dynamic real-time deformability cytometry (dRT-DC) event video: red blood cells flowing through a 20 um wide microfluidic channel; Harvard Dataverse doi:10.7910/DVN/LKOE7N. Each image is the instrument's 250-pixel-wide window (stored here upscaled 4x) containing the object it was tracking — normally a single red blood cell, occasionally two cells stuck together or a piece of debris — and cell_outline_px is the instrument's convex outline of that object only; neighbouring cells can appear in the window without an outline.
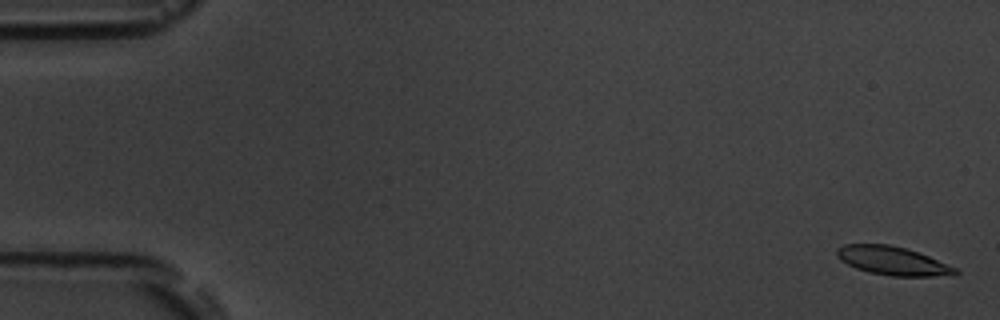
{"species": "common noctule bat (a hibernating species)", "species_latin": "Nyctalus noctula", "temperature_condition": "room temperature", "stored_images_in_passage": 8, "camera_frame_rate_fps": 3000, "um_per_image_px": 0.085, "animal": {"sex": "male", "body_mass_g": 19.5, "forearm_length_mm": 54.6}, "frame": {"image": 1, "passage_image": 1, "time_ms": 0.0, "image_size_px": [1000, 320], "cell_outline_px": [[960, 272], [952, 276], [892, 276], [868, 272], [856, 268], [840, 260], [836, 256], [836, 248], [844, 244], [888, 244], [904, 248], [928, 256], [956, 268]], "centroid_in_image_um": [75.85, 22.17], "position_along_channel_um": 9.1, "area_um2": 19.65}}
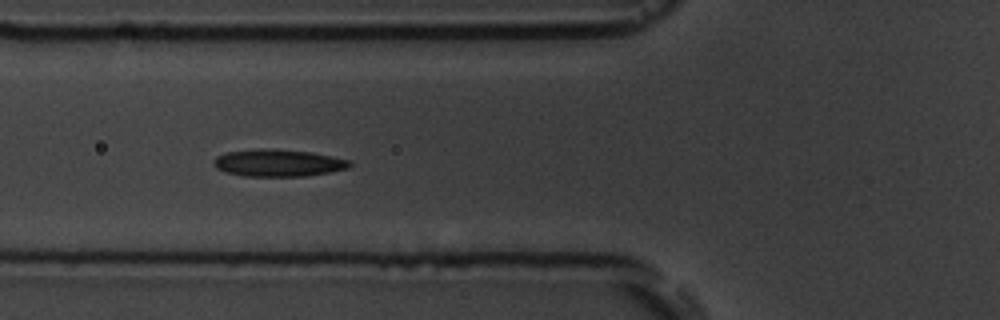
{"frame": {"image": 2, "passage_image": 7, "time_ms": 6.667, "image_size_px": [1000, 320], "cell_outline_px": [[352, 164], [348, 168], [328, 172], [304, 176], [244, 176], [224, 172], [216, 168], [212, 164], [212, 160], [216, 156], [224, 152], [260, 148], [264, 148], [312, 152], [332, 156], [348, 160]], "centroid_in_image_um": [23.57, 13.84], "position_along_channel_um": 102.2, "area_um2": 21.62}}
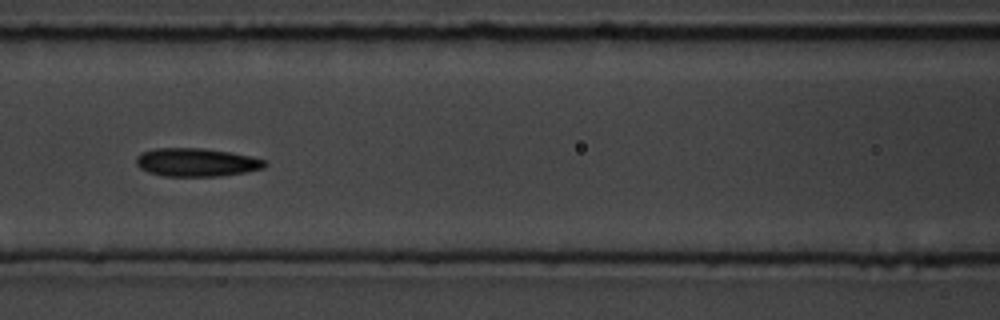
{"frame": {"image": 3, "passage_image": 8, "time_ms": 8.0, "image_size_px": [1000, 320], "cell_outline_px": [[268, 164], [264, 168], [244, 172], [220, 176], [164, 176], [148, 172], [140, 168], [136, 164], [136, 156], [140, 152], [156, 148], [204, 148], [232, 152], [252, 156], [264, 160]], "centroid_in_image_um": [16.69, 13.79], "position_along_channel_um": 149.9, "area_um2": 21.39}}